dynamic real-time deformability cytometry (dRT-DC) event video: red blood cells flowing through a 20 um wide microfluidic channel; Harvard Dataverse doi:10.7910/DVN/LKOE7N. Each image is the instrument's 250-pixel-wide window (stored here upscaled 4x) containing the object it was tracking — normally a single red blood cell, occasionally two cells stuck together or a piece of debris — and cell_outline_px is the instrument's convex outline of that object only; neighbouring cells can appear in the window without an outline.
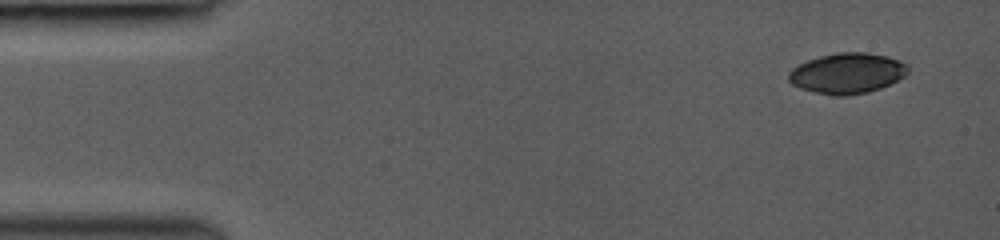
{"species": "common noctule bat (a hibernating species)", "species_latin": "Nyctalus noctula", "temperature_condition": "room temperature", "stored_images_in_passage": 4, "camera_frame_rate_fps": 3000, "um_per_image_px": 0.085, "animal": {"sex": "female", "body_mass_g": 19.0, "forearm_length_mm": 53.3}, "frame": {"image": 1, "passage_image": 1, "time_ms": 0.0, "image_size_px": [1000, 240], "cell_outline_px": [[908, 72], [904, 76], [880, 88], [868, 92], [848, 96], [832, 96], [800, 88], [792, 84], [788, 80], [788, 72], [792, 68], [808, 60], [820, 56], [840, 52], [868, 52], [888, 56], [900, 60], [908, 64]], "centroid_in_image_um": [72.02, 6.22], "position_along_channel_um": 13.0, "area_um2": 28.26}}
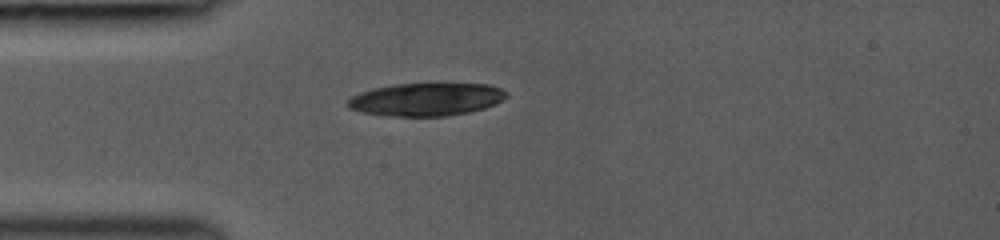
{"frame": {"image": 2, "passage_image": 4, "time_ms": 3.333, "image_size_px": [1000, 240], "cell_outline_px": [[508, 96], [504, 100], [496, 104], [484, 108], [468, 112], [444, 116], [392, 116], [360, 112], [348, 108], [344, 104], [352, 96], [360, 92], [372, 88], [396, 84], [488, 84], [500, 88], [508, 92]], "centroid_in_image_um": [36.22, 8.45], "position_along_channel_um": 48.8, "area_um2": 30.52}}